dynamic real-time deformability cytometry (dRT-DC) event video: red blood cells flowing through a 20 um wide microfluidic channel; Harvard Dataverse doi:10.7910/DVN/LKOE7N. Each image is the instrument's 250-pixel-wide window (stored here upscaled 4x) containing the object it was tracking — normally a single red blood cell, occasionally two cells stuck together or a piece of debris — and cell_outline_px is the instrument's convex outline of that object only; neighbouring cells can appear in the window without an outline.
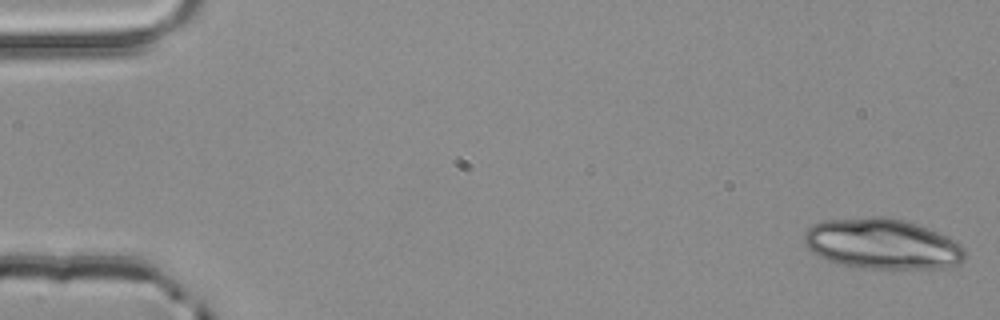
{"species": "common noctule bat (a hibernating species)", "species_latin": "Nyctalus noctula", "temperature_condition": "room temperature", "stored_images_in_passage": 4, "camera_frame_rate_fps": 3000, "um_per_image_px": 0.085, "animal": {"sex": "male", "body_mass_g": 20.4}, "frame": {"image": 1, "passage_image": 1, "time_ms": 0.0, "image_size_px": [1000, 320], "cell_outline_px": [[964, 260], [960, 264], [948, 268], [864, 268], [836, 264], [820, 256], [808, 248], [804, 244], [804, 232], [812, 224], [824, 220], [868, 216], [884, 216], [904, 220], [928, 228], [960, 244], [964, 248]], "centroid_in_image_um": [74.96, 20.73], "position_along_channel_um": 10.0, "area_um2": 47.4}}